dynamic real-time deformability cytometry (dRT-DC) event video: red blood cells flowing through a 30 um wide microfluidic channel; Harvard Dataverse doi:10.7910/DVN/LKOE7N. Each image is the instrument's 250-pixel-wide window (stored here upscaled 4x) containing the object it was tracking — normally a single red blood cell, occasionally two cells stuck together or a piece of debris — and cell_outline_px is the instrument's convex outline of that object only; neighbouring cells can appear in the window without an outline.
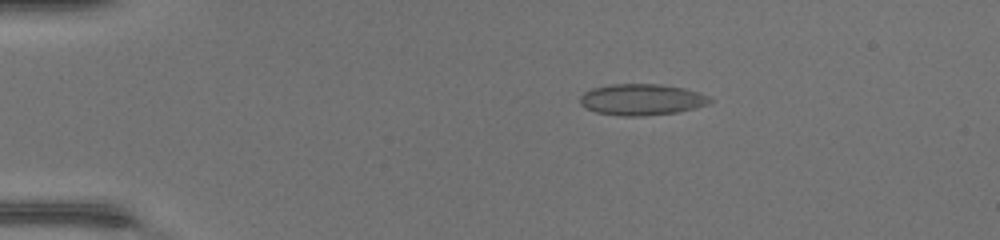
{"species": "common noctule bat (a hibernating species)", "species_latin": "Nyctalus noctula", "temperature_condition": "warm", "stored_images_in_passage": 47, "camera_frame_rate_fps": 3000, "um_per_image_px": 0.085, "animal": {"sex": "female", "body_mass_g": 17.0, "forearm_length_mm": 48.0}, "frame": {"image": 1, "passage_image": 9, "time_ms": 2.667, "image_size_px": [1000, 240], "cell_outline_px": [[712, 100], [708, 104], [676, 112], [644, 116], [624, 116], [596, 112], [580, 104], [580, 96], [584, 92], [592, 88], [612, 84], [660, 84], [684, 88], [700, 92], [708, 96]], "centroid_in_image_um": [54.54, 8.45], "position_along_channel_um": 30.5, "area_um2": 23.52}}
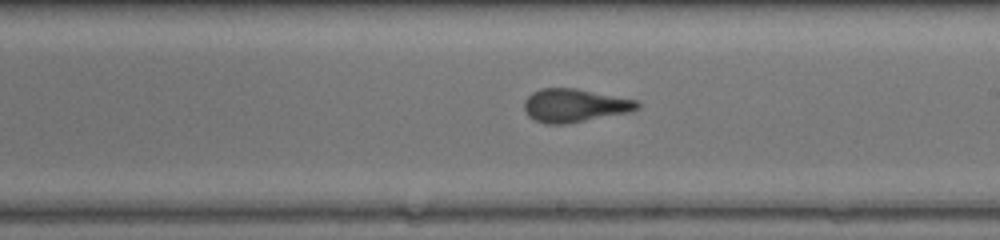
{"frame": {"image": 2, "passage_image": 28, "time_ms": 9.0, "image_size_px": [1000, 240], "cell_outline_px": [[640, 108], [632, 112], [564, 124], [544, 124], [528, 116], [524, 108], [524, 100], [532, 92], [540, 88], [576, 88], [640, 100]], "centroid_in_image_um": [48.88, 8.96], "position_along_channel_um": 240.1, "area_um2": 22.25}}
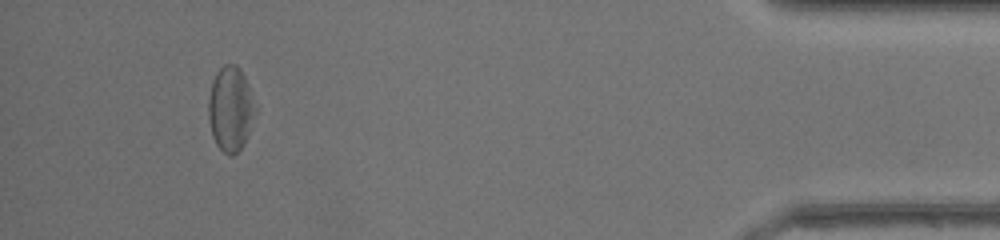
{"frame": {"image": 3, "passage_image": 44, "time_ms": 14.333, "image_size_px": [1000, 240], "cell_outline_px": [[248, 132], [244, 144], [232, 156], [228, 156], [216, 144], [212, 136], [208, 116], [208, 100], [212, 80], [216, 72], [224, 64], [236, 64], [240, 68], [248, 84]], "centroid_in_image_um": [19.46, 9.24], "position_along_channel_um": 415.7, "area_um2": 21.62}, "authors_computed_cell_mechanics": {"area_um2": 22.3686, "velocity_mm_per_s": 4.4407, "shape_relaxation_time_tau1_ms": 6.877, "shape_relaxation_time_tau2_ms": 1.2764, "deformation_change_tau1": 0.1913, "deformation_change_tau2": 0.0873}}